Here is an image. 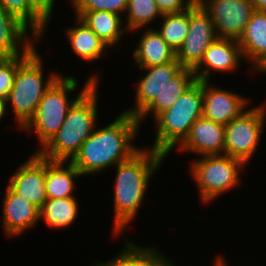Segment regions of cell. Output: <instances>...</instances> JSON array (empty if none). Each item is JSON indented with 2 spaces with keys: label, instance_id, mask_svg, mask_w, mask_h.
Masks as SVG:
<instances>
[{
  "label": "cell",
  "instance_id": "6da1fadb",
  "mask_svg": "<svg viewBox=\"0 0 266 266\" xmlns=\"http://www.w3.org/2000/svg\"><path fill=\"white\" fill-rule=\"evenodd\" d=\"M139 127L136 117L121 112L111 124L94 129L71 163L86 176L129 160L141 149L131 143Z\"/></svg>",
  "mask_w": 266,
  "mask_h": 266
},
{
  "label": "cell",
  "instance_id": "7a4b0ae2",
  "mask_svg": "<svg viewBox=\"0 0 266 266\" xmlns=\"http://www.w3.org/2000/svg\"><path fill=\"white\" fill-rule=\"evenodd\" d=\"M166 156L153 149H140L129 160L118 163L114 182L115 234L124 233L128 223L135 218L147 194L152 175L156 173ZM145 194V195H144Z\"/></svg>",
  "mask_w": 266,
  "mask_h": 266
},
{
  "label": "cell",
  "instance_id": "3957f363",
  "mask_svg": "<svg viewBox=\"0 0 266 266\" xmlns=\"http://www.w3.org/2000/svg\"><path fill=\"white\" fill-rule=\"evenodd\" d=\"M97 76L90 77L68 110L66 119L58 132L38 152L51 161L71 162L83 142L97 127Z\"/></svg>",
  "mask_w": 266,
  "mask_h": 266
},
{
  "label": "cell",
  "instance_id": "277c9868",
  "mask_svg": "<svg viewBox=\"0 0 266 266\" xmlns=\"http://www.w3.org/2000/svg\"><path fill=\"white\" fill-rule=\"evenodd\" d=\"M203 116V81L196 80L166 111L155 119L156 136L151 149L168 156L189 134L190 128Z\"/></svg>",
  "mask_w": 266,
  "mask_h": 266
},
{
  "label": "cell",
  "instance_id": "5b68a950",
  "mask_svg": "<svg viewBox=\"0 0 266 266\" xmlns=\"http://www.w3.org/2000/svg\"><path fill=\"white\" fill-rule=\"evenodd\" d=\"M43 62L37 49L17 68L15 81L6 99L21 129L34 116L46 90L61 75L52 73L44 81Z\"/></svg>",
  "mask_w": 266,
  "mask_h": 266
},
{
  "label": "cell",
  "instance_id": "8992f818",
  "mask_svg": "<svg viewBox=\"0 0 266 266\" xmlns=\"http://www.w3.org/2000/svg\"><path fill=\"white\" fill-rule=\"evenodd\" d=\"M77 86L78 83L74 77L60 75L46 90L34 116L22 128L28 133L35 131L41 149L63 125L69 108L76 100L70 101L68 94L74 92Z\"/></svg>",
  "mask_w": 266,
  "mask_h": 266
},
{
  "label": "cell",
  "instance_id": "52a82bcc",
  "mask_svg": "<svg viewBox=\"0 0 266 266\" xmlns=\"http://www.w3.org/2000/svg\"><path fill=\"white\" fill-rule=\"evenodd\" d=\"M190 164L189 173L199 188L201 202L205 203L237 187L241 182L239 171L246 167L243 161L228 155H202Z\"/></svg>",
  "mask_w": 266,
  "mask_h": 266
},
{
  "label": "cell",
  "instance_id": "ba28073f",
  "mask_svg": "<svg viewBox=\"0 0 266 266\" xmlns=\"http://www.w3.org/2000/svg\"><path fill=\"white\" fill-rule=\"evenodd\" d=\"M266 107L258 105L225 125L224 155L248 164L260 141L266 123ZM248 162V163H247Z\"/></svg>",
  "mask_w": 266,
  "mask_h": 266
},
{
  "label": "cell",
  "instance_id": "9c48e42d",
  "mask_svg": "<svg viewBox=\"0 0 266 266\" xmlns=\"http://www.w3.org/2000/svg\"><path fill=\"white\" fill-rule=\"evenodd\" d=\"M217 39L209 14L196 2L189 9V31L176 51V60L184 68L194 69L202 60L206 49Z\"/></svg>",
  "mask_w": 266,
  "mask_h": 266
},
{
  "label": "cell",
  "instance_id": "30bf717a",
  "mask_svg": "<svg viewBox=\"0 0 266 266\" xmlns=\"http://www.w3.org/2000/svg\"><path fill=\"white\" fill-rule=\"evenodd\" d=\"M209 14L218 38L238 41L254 11L251 0H197Z\"/></svg>",
  "mask_w": 266,
  "mask_h": 266
},
{
  "label": "cell",
  "instance_id": "8fae6325",
  "mask_svg": "<svg viewBox=\"0 0 266 266\" xmlns=\"http://www.w3.org/2000/svg\"><path fill=\"white\" fill-rule=\"evenodd\" d=\"M45 178L46 158H43L38 152H34L31 158L19 165L7 185L16 194L40 209L47 200Z\"/></svg>",
  "mask_w": 266,
  "mask_h": 266
},
{
  "label": "cell",
  "instance_id": "7c38bea8",
  "mask_svg": "<svg viewBox=\"0 0 266 266\" xmlns=\"http://www.w3.org/2000/svg\"><path fill=\"white\" fill-rule=\"evenodd\" d=\"M209 84V81H203L204 118L225 126L246 111L249 106L246 97Z\"/></svg>",
  "mask_w": 266,
  "mask_h": 266
},
{
  "label": "cell",
  "instance_id": "4fadbf2b",
  "mask_svg": "<svg viewBox=\"0 0 266 266\" xmlns=\"http://www.w3.org/2000/svg\"><path fill=\"white\" fill-rule=\"evenodd\" d=\"M242 58L244 57L238 41L218 38L206 49L193 72L198 81H209L213 71L220 73L235 71Z\"/></svg>",
  "mask_w": 266,
  "mask_h": 266
},
{
  "label": "cell",
  "instance_id": "5bb4252c",
  "mask_svg": "<svg viewBox=\"0 0 266 266\" xmlns=\"http://www.w3.org/2000/svg\"><path fill=\"white\" fill-rule=\"evenodd\" d=\"M139 68L147 73L137 84L135 106L123 111L136 118L161 94L168 80L175 77L184 67L174 59L167 64Z\"/></svg>",
  "mask_w": 266,
  "mask_h": 266
},
{
  "label": "cell",
  "instance_id": "9a60e30c",
  "mask_svg": "<svg viewBox=\"0 0 266 266\" xmlns=\"http://www.w3.org/2000/svg\"><path fill=\"white\" fill-rule=\"evenodd\" d=\"M225 126L203 116L190 128L178 150L202 155H224Z\"/></svg>",
  "mask_w": 266,
  "mask_h": 266
},
{
  "label": "cell",
  "instance_id": "2e32d148",
  "mask_svg": "<svg viewBox=\"0 0 266 266\" xmlns=\"http://www.w3.org/2000/svg\"><path fill=\"white\" fill-rule=\"evenodd\" d=\"M3 201V229L7 237L18 236L39 221V209L16 194L9 186Z\"/></svg>",
  "mask_w": 266,
  "mask_h": 266
},
{
  "label": "cell",
  "instance_id": "e0dca14e",
  "mask_svg": "<svg viewBox=\"0 0 266 266\" xmlns=\"http://www.w3.org/2000/svg\"><path fill=\"white\" fill-rule=\"evenodd\" d=\"M0 5L24 24L38 40L44 35L54 8L52 0H0Z\"/></svg>",
  "mask_w": 266,
  "mask_h": 266
},
{
  "label": "cell",
  "instance_id": "ac0fdd59",
  "mask_svg": "<svg viewBox=\"0 0 266 266\" xmlns=\"http://www.w3.org/2000/svg\"><path fill=\"white\" fill-rule=\"evenodd\" d=\"M28 30L0 5V57L25 54L36 42L40 41ZM27 33L31 38H28Z\"/></svg>",
  "mask_w": 266,
  "mask_h": 266
},
{
  "label": "cell",
  "instance_id": "d6986e66",
  "mask_svg": "<svg viewBox=\"0 0 266 266\" xmlns=\"http://www.w3.org/2000/svg\"><path fill=\"white\" fill-rule=\"evenodd\" d=\"M238 43L246 61L259 70L266 62V11H253Z\"/></svg>",
  "mask_w": 266,
  "mask_h": 266
},
{
  "label": "cell",
  "instance_id": "ffe728a7",
  "mask_svg": "<svg viewBox=\"0 0 266 266\" xmlns=\"http://www.w3.org/2000/svg\"><path fill=\"white\" fill-rule=\"evenodd\" d=\"M139 44L132 55L134 64L138 67L163 65L176 59V52L158 33L157 29H147L143 32Z\"/></svg>",
  "mask_w": 266,
  "mask_h": 266
},
{
  "label": "cell",
  "instance_id": "44dd1931",
  "mask_svg": "<svg viewBox=\"0 0 266 266\" xmlns=\"http://www.w3.org/2000/svg\"><path fill=\"white\" fill-rule=\"evenodd\" d=\"M82 20L108 47L118 44L126 32L121 15L107 11H75ZM124 27V28H123Z\"/></svg>",
  "mask_w": 266,
  "mask_h": 266
},
{
  "label": "cell",
  "instance_id": "7402d4cb",
  "mask_svg": "<svg viewBox=\"0 0 266 266\" xmlns=\"http://www.w3.org/2000/svg\"><path fill=\"white\" fill-rule=\"evenodd\" d=\"M80 176H82L81 173L71 162L46 159L45 189L47 199L74 197L72 195L75 186L74 179Z\"/></svg>",
  "mask_w": 266,
  "mask_h": 266
},
{
  "label": "cell",
  "instance_id": "603a6c76",
  "mask_svg": "<svg viewBox=\"0 0 266 266\" xmlns=\"http://www.w3.org/2000/svg\"><path fill=\"white\" fill-rule=\"evenodd\" d=\"M193 69L183 68L175 77L168 80L160 95L137 117L139 124L152 114L154 119L168 110L176 100L196 81Z\"/></svg>",
  "mask_w": 266,
  "mask_h": 266
},
{
  "label": "cell",
  "instance_id": "cb8c5ba5",
  "mask_svg": "<svg viewBox=\"0 0 266 266\" xmlns=\"http://www.w3.org/2000/svg\"><path fill=\"white\" fill-rule=\"evenodd\" d=\"M93 266H175V264L155 247H140L128 240L120 254L107 262Z\"/></svg>",
  "mask_w": 266,
  "mask_h": 266
},
{
  "label": "cell",
  "instance_id": "d4e9b609",
  "mask_svg": "<svg viewBox=\"0 0 266 266\" xmlns=\"http://www.w3.org/2000/svg\"><path fill=\"white\" fill-rule=\"evenodd\" d=\"M76 20L77 27L66 30L74 54L89 62L100 59L109 47L82 20Z\"/></svg>",
  "mask_w": 266,
  "mask_h": 266
},
{
  "label": "cell",
  "instance_id": "484cf974",
  "mask_svg": "<svg viewBox=\"0 0 266 266\" xmlns=\"http://www.w3.org/2000/svg\"><path fill=\"white\" fill-rule=\"evenodd\" d=\"M78 206L75 197L47 199L39 209V220L44 219L49 227L63 229L74 223Z\"/></svg>",
  "mask_w": 266,
  "mask_h": 266
},
{
  "label": "cell",
  "instance_id": "4316f807",
  "mask_svg": "<svg viewBox=\"0 0 266 266\" xmlns=\"http://www.w3.org/2000/svg\"><path fill=\"white\" fill-rule=\"evenodd\" d=\"M158 33L176 52L189 31V9L180 13L164 14Z\"/></svg>",
  "mask_w": 266,
  "mask_h": 266
},
{
  "label": "cell",
  "instance_id": "83f0119b",
  "mask_svg": "<svg viewBox=\"0 0 266 266\" xmlns=\"http://www.w3.org/2000/svg\"><path fill=\"white\" fill-rule=\"evenodd\" d=\"M127 31L140 30L153 20L162 16L155 0H129L125 14Z\"/></svg>",
  "mask_w": 266,
  "mask_h": 266
},
{
  "label": "cell",
  "instance_id": "f1b7e54d",
  "mask_svg": "<svg viewBox=\"0 0 266 266\" xmlns=\"http://www.w3.org/2000/svg\"><path fill=\"white\" fill-rule=\"evenodd\" d=\"M36 50L35 44L25 53L0 57V98L7 99L13 87L17 68Z\"/></svg>",
  "mask_w": 266,
  "mask_h": 266
},
{
  "label": "cell",
  "instance_id": "f546056e",
  "mask_svg": "<svg viewBox=\"0 0 266 266\" xmlns=\"http://www.w3.org/2000/svg\"><path fill=\"white\" fill-rule=\"evenodd\" d=\"M75 11H107L118 15L126 12L129 0H71Z\"/></svg>",
  "mask_w": 266,
  "mask_h": 266
},
{
  "label": "cell",
  "instance_id": "4dcf8cb0",
  "mask_svg": "<svg viewBox=\"0 0 266 266\" xmlns=\"http://www.w3.org/2000/svg\"><path fill=\"white\" fill-rule=\"evenodd\" d=\"M155 2L161 14L164 15L186 11L190 9L197 0H155Z\"/></svg>",
  "mask_w": 266,
  "mask_h": 266
},
{
  "label": "cell",
  "instance_id": "1f68e13d",
  "mask_svg": "<svg viewBox=\"0 0 266 266\" xmlns=\"http://www.w3.org/2000/svg\"><path fill=\"white\" fill-rule=\"evenodd\" d=\"M254 10L266 11V0H251Z\"/></svg>",
  "mask_w": 266,
  "mask_h": 266
},
{
  "label": "cell",
  "instance_id": "d6a6232c",
  "mask_svg": "<svg viewBox=\"0 0 266 266\" xmlns=\"http://www.w3.org/2000/svg\"><path fill=\"white\" fill-rule=\"evenodd\" d=\"M7 103L6 100L3 98H0V119H2L5 116V113L7 112Z\"/></svg>",
  "mask_w": 266,
  "mask_h": 266
},
{
  "label": "cell",
  "instance_id": "836d02e7",
  "mask_svg": "<svg viewBox=\"0 0 266 266\" xmlns=\"http://www.w3.org/2000/svg\"><path fill=\"white\" fill-rule=\"evenodd\" d=\"M214 262L215 263L213 266H228V265H226L225 259L222 258L221 256L215 258Z\"/></svg>",
  "mask_w": 266,
  "mask_h": 266
},
{
  "label": "cell",
  "instance_id": "e575fe53",
  "mask_svg": "<svg viewBox=\"0 0 266 266\" xmlns=\"http://www.w3.org/2000/svg\"><path fill=\"white\" fill-rule=\"evenodd\" d=\"M258 71L259 72L261 71L262 73H266V62Z\"/></svg>",
  "mask_w": 266,
  "mask_h": 266
}]
</instances>
